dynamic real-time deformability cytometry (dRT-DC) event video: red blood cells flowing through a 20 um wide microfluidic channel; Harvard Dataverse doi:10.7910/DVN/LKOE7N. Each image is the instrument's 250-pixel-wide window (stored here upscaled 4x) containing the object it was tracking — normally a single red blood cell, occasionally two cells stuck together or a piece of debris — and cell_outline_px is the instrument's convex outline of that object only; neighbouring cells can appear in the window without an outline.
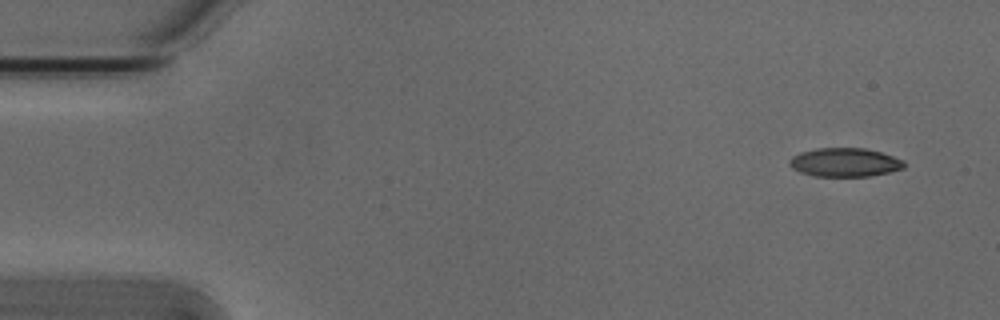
{"species": "Egyptian fruit bat (a non-hibernating species)", "species_latin": "Rousettus aegyptiacus", "temperature_condition": "cold", "stored_images_in_passage": 4, "camera_frame_rate_fps": 3000, "um_per_image_px": 0.085, "animal": {"sex": "male"}, "frame": {"image": 1, "passage_image": 1, "time_ms": 0.0, "image_size_px": [1000, 320], "cell_outline_px": [[904, 168], [888, 172], [868, 176], [816, 176], [800, 172], [792, 168], [788, 164], [788, 160], [792, 156], [800, 152], [816, 148], [864, 148], [880, 152], [904, 160]], "centroid_in_image_um": [71.77, 13.79], "position_along_channel_um": 13.2, "area_um2": 19.13}}